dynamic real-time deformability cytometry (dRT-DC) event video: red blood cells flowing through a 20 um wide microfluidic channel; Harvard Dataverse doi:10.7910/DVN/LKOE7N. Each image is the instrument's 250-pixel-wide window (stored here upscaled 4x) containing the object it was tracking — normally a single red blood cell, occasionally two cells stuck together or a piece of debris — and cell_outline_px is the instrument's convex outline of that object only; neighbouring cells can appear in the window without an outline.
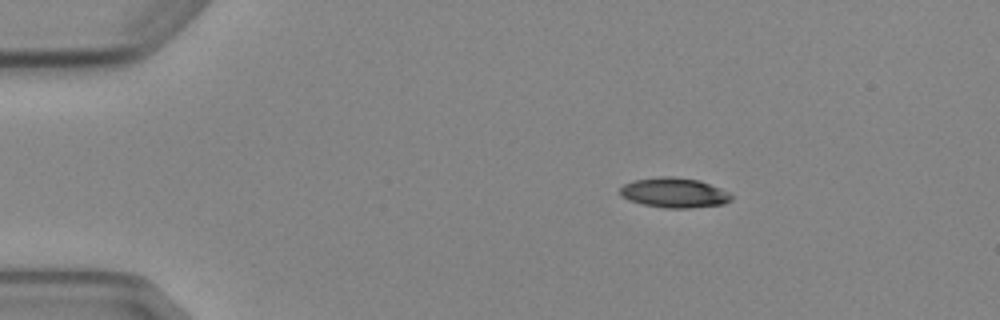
{"species": "Egyptian fruit bat (a non-hibernating species)", "species_latin": "Rousettus aegyptiacus", "temperature_condition": "cold", "stored_images_in_passage": 3, "camera_frame_rate_fps": 3000, "um_per_image_px": 0.085, "animal": {"sex": "female"}, "frame": {"image": 1, "passage_image": 1, "time_ms": 0.0, "image_size_px": [1000, 320], "cell_outline_px": [[732, 200], [724, 204], [688, 208], [664, 208], [644, 204], [628, 200], [620, 196], [620, 188], [624, 184], [632, 180], [660, 176], [672, 176], [700, 180], [720, 188], [728, 192], [732, 196]], "centroid_in_image_um": [57.29, 16.37], "position_along_channel_um": 27.7, "area_um2": 19.54}}